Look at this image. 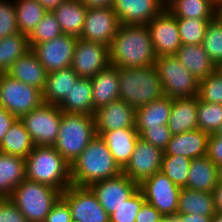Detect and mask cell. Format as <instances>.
<instances>
[{"label":"cell","instance_id":"obj_1","mask_svg":"<svg viewBox=\"0 0 222 222\" xmlns=\"http://www.w3.org/2000/svg\"><path fill=\"white\" fill-rule=\"evenodd\" d=\"M156 54L147 25L121 24L109 46V63L118 68L154 65Z\"/></svg>","mask_w":222,"mask_h":222},{"label":"cell","instance_id":"obj_2","mask_svg":"<svg viewBox=\"0 0 222 222\" xmlns=\"http://www.w3.org/2000/svg\"><path fill=\"white\" fill-rule=\"evenodd\" d=\"M122 169L115 162L101 136L96 135L71 164V184L90 187L93 183L117 177Z\"/></svg>","mask_w":222,"mask_h":222},{"label":"cell","instance_id":"obj_3","mask_svg":"<svg viewBox=\"0 0 222 222\" xmlns=\"http://www.w3.org/2000/svg\"><path fill=\"white\" fill-rule=\"evenodd\" d=\"M26 179L61 192L71 185V165L54 146H35L25 158Z\"/></svg>","mask_w":222,"mask_h":222},{"label":"cell","instance_id":"obj_4","mask_svg":"<svg viewBox=\"0 0 222 222\" xmlns=\"http://www.w3.org/2000/svg\"><path fill=\"white\" fill-rule=\"evenodd\" d=\"M119 69V100L135 109L164 95L155 65Z\"/></svg>","mask_w":222,"mask_h":222},{"label":"cell","instance_id":"obj_5","mask_svg":"<svg viewBox=\"0 0 222 222\" xmlns=\"http://www.w3.org/2000/svg\"><path fill=\"white\" fill-rule=\"evenodd\" d=\"M95 136L94 115L63 112L54 148L71 165Z\"/></svg>","mask_w":222,"mask_h":222},{"label":"cell","instance_id":"obj_6","mask_svg":"<svg viewBox=\"0 0 222 222\" xmlns=\"http://www.w3.org/2000/svg\"><path fill=\"white\" fill-rule=\"evenodd\" d=\"M62 192L47 184L24 179L9 199L28 222H45L46 216L61 197Z\"/></svg>","mask_w":222,"mask_h":222},{"label":"cell","instance_id":"obj_7","mask_svg":"<svg viewBox=\"0 0 222 222\" xmlns=\"http://www.w3.org/2000/svg\"><path fill=\"white\" fill-rule=\"evenodd\" d=\"M164 95L171 99L198 97L199 80L175 57L159 56L154 63Z\"/></svg>","mask_w":222,"mask_h":222},{"label":"cell","instance_id":"obj_8","mask_svg":"<svg viewBox=\"0 0 222 222\" xmlns=\"http://www.w3.org/2000/svg\"><path fill=\"white\" fill-rule=\"evenodd\" d=\"M63 111L58 105L42 103L20 117L35 146H54Z\"/></svg>","mask_w":222,"mask_h":222},{"label":"cell","instance_id":"obj_9","mask_svg":"<svg viewBox=\"0 0 222 222\" xmlns=\"http://www.w3.org/2000/svg\"><path fill=\"white\" fill-rule=\"evenodd\" d=\"M43 103L42 91L0 73V107L20 118Z\"/></svg>","mask_w":222,"mask_h":222},{"label":"cell","instance_id":"obj_10","mask_svg":"<svg viewBox=\"0 0 222 222\" xmlns=\"http://www.w3.org/2000/svg\"><path fill=\"white\" fill-rule=\"evenodd\" d=\"M139 189L146 202L151 204L164 217L173 218L177 214L181 188L161 171L145 179L139 185Z\"/></svg>","mask_w":222,"mask_h":222},{"label":"cell","instance_id":"obj_11","mask_svg":"<svg viewBox=\"0 0 222 222\" xmlns=\"http://www.w3.org/2000/svg\"><path fill=\"white\" fill-rule=\"evenodd\" d=\"M61 197L70 207L73 222H110L109 214L90 187L71 184Z\"/></svg>","mask_w":222,"mask_h":222},{"label":"cell","instance_id":"obj_12","mask_svg":"<svg viewBox=\"0 0 222 222\" xmlns=\"http://www.w3.org/2000/svg\"><path fill=\"white\" fill-rule=\"evenodd\" d=\"M163 154L162 149L139 137L122 173L140 185L145 179L160 171Z\"/></svg>","mask_w":222,"mask_h":222},{"label":"cell","instance_id":"obj_13","mask_svg":"<svg viewBox=\"0 0 222 222\" xmlns=\"http://www.w3.org/2000/svg\"><path fill=\"white\" fill-rule=\"evenodd\" d=\"M77 40L76 36L63 34L55 39L36 44L31 50L50 73L71 67Z\"/></svg>","mask_w":222,"mask_h":222},{"label":"cell","instance_id":"obj_14","mask_svg":"<svg viewBox=\"0 0 222 222\" xmlns=\"http://www.w3.org/2000/svg\"><path fill=\"white\" fill-rule=\"evenodd\" d=\"M121 23L113 7L88 8L80 39L110 46Z\"/></svg>","mask_w":222,"mask_h":222},{"label":"cell","instance_id":"obj_15","mask_svg":"<svg viewBox=\"0 0 222 222\" xmlns=\"http://www.w3.org/2000/svg\"><path fill=\"white\" fill-rule=\"evenodd\" d=\"M156 57L174 55L182 42L177 18L166 8L147 24Z\"/></svg>","mask_w":222,"mask_h":222},{"label":"cell","instance_id":"obj_16","mask_svg":"<svg viewBox=\"0 0 222 222\" xmlns=\"http://www.w3.org/2000/svg\"><path fill=\"white\" fill-rule=\"evenodd\" d=\"M109 64L108 46L78 38L71 68L79 77L92 78Z\"/></svg>","mask_w":222,"mask_h":222},{"label":"cell","instance_id":"obj_17","mask_svg":"<svg viewBox=\"0 0 222 222\" xmlns=\"http://www.w3.org/2000/svg\"><path fill=\"white\" fill-rule=\"evenodd\" d=\"M90 188L96 194L100 205L110 215L139 189V185L121 173L117 177L93 183Z\"/></svg>","mask_w":222,"mask_h":222},{"label":"cell","instance_id":"obj_18","mask_svg":"<svg viewBox=\"0 0 222 222\" xmlns=\"http://www.w3.org/2000/svg\"><path fill=\"white\" fill-rule=\"evenodd\" d=\"M136 109L122 100H116L95 110L96 135L123 128H135Z\"/></svg>","mask_w":222,"mask_h":222},{"label":"cell","instance_id":"obj_19","mask_svg":"<svg viewBox=\"0 0 222 222\" xmlns=\"http://www.w3.org/2000/svg\"><path fill=\"white\" fill-rule=\"evenodd\" d=\"M165 4L166 0H114L112 7L121 24L147 25Z\"/></svg>","mask_w":222,"mask_h":222},{"label":"cell","instance_id":"obj_20","mask_svg":"<svg viewBox=\"0 0 222 222\" xmlns=\"http://www.w3.org/2000/svg\"><path fill=\"white\" fill-rule=\"evenodd\" d=\"M208 138L209 135L198 128L172 135L163 155L184 156L191 160L203 157L207 153Z\"/></svg>","mask_w":222,"mask_h":222},{"label":"cell","instance_id":"obj_21","mask_svg":"<svg viewBox=\"0 0 222 222\" xmlns=\"http://www.w3.org/2000/svg\"><path fill=\"white\" fill-rule=\"evenodd\" d=\"M6 73L17 81L34 86L41 91L45 88L48 75L31 49L17 59Z\"/></svg>","mask_w":222,"mask_h":222},{"label":"cell","instance_id":"obj_22","mask_svg":"<svg viewBox=\"0 0 222 222\" xmlns=\"http://www.w3.org/2000/svg\"><path fill=\"white\" fill-rule=\"evenodd\" d=\"M93 90L94 110L119 99V69L109 64L96 76L90 78Z\"/></svg>","mask_w":222,"mask_h":222},{"label":"cell","instance_id":"obj_23","mask_svg":"<svg viewBox=\"0 0 222 222\" xmlns=\"http://www.w3.org/2000/svg\"><path fill=\"white\" fill-rule=\"evenodd\" d=\"M101 138L109 148L115 162L123 169L129 162L135 144L140 137L136 128H123L103 132Z\"/></svg>","mask_w":222,"mask_h":222},{"label":"cell","instance_id":"obj_24","mask_svg":"<svg viewBox=\"0 0 222 222\" xmlns=\"http://www.w3.org/2000/svg\"><path fill=\"white\" fill-rule=\"evenodd\" d=\"M198 97L175 98L168 122L172 135L184 133L198 128Z\"/></svg>","mask_w":222,"mask_h":222},{"label":"cell","instance_id":"obj_25","mask_svg":"<svg viewBox=\"0 0 222 222\" xmlns=\"http://www.w3.org/2000/svg\"><path fill=\"white\" fill-rule=\"evenodd\" d=\"M218 184V166L206 155L191 160L184 188L196 191L211 192Z\"/></svg>","mask_w":222,"mask_h":222},{"label":"cell","instance_id":"obj_26","mask_svg":"<svg viewBox=\"0 0 222 222\" xmlns=\"http://www.w3.org/2000/svg\"><path fill=\"white\" fill-rule=\"evenodd\" d=\"M79 76L70 67L48 73L45 88L42 91L43 103L60 105L69 95Z\"/></svg>","mask_w":222,"mask_h":222},{"label":"cell","instance_id":"obj_27","mask_svg":"<svg viewBox=\"0 0 222 222\" xmlns=\"http://www.w3.org/2000/svg\"><path fill=\"white\" fill-rule=\"evenodd\" d=\"M173 99L163 95L159 99L136 109V129H151L168 125Z\"/></svg>","mask_w":222,"mask_h":222},{"label":"cell","instance_id":"obj_28","mask_svg":"<svg viewBox=\"0 0 222 222\" xmlns=\"http://www.w3.org/2000/svg\"><path fill=\"white\" fill-rule=\"evenodd\" d=\"M24 179L25 158L0 152V198H9Z\"/></svg>","mask_w":222,"mask_h":222},{"label":"cell","instance_id":"obj_29","mask_svg":"<svg viewBox=\"0 0 222 222\" xmlns=\"http://www.w3.org/2000/svg\"><path fill=\"white\" fill-rule=\"evenodd\" d=\"M174 55L198 80L206 78L217 69L201 44L181 45Z\"/></svg>","mask_w":222,"mask_h":222},{"label":"cell","instance_id":"obj_30","mask_svg":"<svg viewBox=\"0 0 222 222\" xmlns=\"http://www.w3.org/2000/svg\"><path fill=\"white\" fill-rule=\"evenodd\" d=\"M92 94L90 78L79 77L59 108L66 113L94 115Z\"/></svg>","mask_w":222,"mask_h":222},{"label":"cell","instance_id":"obj_31","mask_svg":"<svg viewBox=\"0 0 222 222\" xmlns=\"http://www.w3.org/2000/svg\"><path fill=\"white\" fill-rule=\"evenodd\" d=\"M87 9L80 0H68L52 12L63 34L79 38L83 31Z\"/></svg>","mask_w":222,"mask_h":222},{"label":"cell","instance_id":"obj_32","mask_svg":"<svg viewBox=\"0 0 222 222\" xmlns=\"http://www.w3.org/2000/svg\"><path fill=\"white\" fill-rule=\"evenodd\" d=\"M165 8L176 18L214 19L216 0H166Z\"/></svg>","mask_w":222,"mask_h":222},{"label":"cell","instance_id":"obj_33","mask_svg":"<svg viewBox=\"0 0 222 222\" xmlns=\"http://www.w3.org/2000/svg\"><path fill=\"white\" fill-rule=\"evenodd\" d=\"M215 213L216 209L211 192L181 188L177 214L214 216Z\"/></svg>","mask_w":222,"mask_h":222},{"label":"cell","instance_id":"obj_34","mask_svg":"<svg viewBox=\"0 0 222 222\" xmlns=\"http://www.w3.org/2000/svg\"><path fill=\"white\" fill-rule=\"evenodd\" d=\"M35 147L23 122L17 118L0 142V152L26 158Z\"/></svg>","mask_w":222,"mask_h":222},{"label":"cell","instance_id":"obj_35","mask_svg":"<svg viewBox=\"0 0 222 222\" xmlns=\"http://www.w3.org/2000/svg\"><path fill=\"white\" fill-rule=\"evenodd\" d=\"M30 50L28 35L17 33L0 39V73H6L11 65Z\"/></svg>","mask_w":222,"mask_h":222},{"label":"cell","instance_id":"obj_36","mask_svg":"<svg viewBox=\"0 0 222 222\" xmlns=\"http://www.w3.org/2000/svg\"><path fill=\"white\" fill-rule=\"evenodd\" d=\"M19 33L29 35L47 10L36 0H14Z\"/></svg>","mask_w":222,"mask_h":222},{"label":"cell","instance_id":"obj_37","mask_svg":"<svg viewBox=\"0 0 222 222\" xmlns=\"http://www.w3.org/2000/svg\"><path fill=\"white\" fill-rule=\"evenodd\" d=\"M201 46L214 65L220 68L222 66V19L220 17L216 16L209 21Z\"/></svg>","mask_w":222,"mask_h":222},{"label":"cell","instance_id":"obj_38","mask_svg":"<svg viewBox=\"0 0 222 222\" xmlns=\"http://www.w3.org/2000/svg\"><path fill=\"white\" fill-rule=\"evenodd\" d=\"M191 159L178 155H163L160 171L164 173L175 185L184 188Z\"/></svg>","mask_w":222,"mask_h":222},{"label":"cell","instance_id":"obj_39","mask_svg":"<svg viewBox=\"0 0 222 222\" xmlns=\"http://www.w3.org/2000/svg\"><path fill=\"white\" fill-rule=\"evenodd\" d=\"M212 19L177 18L182 45L201 44L209 21Z\"/></svg>","mask_w":222,"mask_h":222},{"label":"cell","instance_id":"obj_40","mask_svg":"<svg viewBox=\"0 0 222 222\" xmlns=\"http://www.w3.org/2000/svg\"><path fill=\"white\" fill-rule=\"evenodd\" d=\"M61 35L63 33L55 15L52 11H47L37 26L28 35L29 47L31 49L36 44L55 39Z\"/></svg>","mask_w":222,"mask_h":222},{"label":"cell","instance_id":"obj_41","mask_svg":"<svg viewBox=\"0 0 222 222\" xmlns=\"http://www.w3.org/2000/svg\"><path fill=\"white\" fill-rule=\"evenodd\" d=\"M198 129L208 135L214 134L222 124V105L201 101L197 106Z\"/></svg>","mask_w":222,"mask_h":222},{"label":"cell","instance_id":"obj_42","mask_svg":"<svg viewBox=\"0 0 222 222\" xmlns=\"http://www.w3.org/2000/svg\"><path fill=\"white\" fill-rule=\"evenodd\" d=\"M198 98L207 103L222 105V71L220 68L199 80Z\"/></svg>","mask_w":222,"mask_h":222},{"label":"cell","instance_id":"obj_43","mask_svg":"<svg viewBox=\"0 0 222 222\" xmlns=\"http://www.w3.org/2000/svg\"><path fill=\"white\" fill-rule=\"evenodd\" d=\"M146 202L143 193L138 189L124 204L109 215L110 222H135L138 212Z\"/></svg>","mask_w":222,"mask_h":222},{"label":"cell","instance_id":"obj_44","mask_svg":"<svg viewBox=\"0 0 222 222\" xmlns=\"http://www.w3.org/2000/svg\"><path fill=\"white\" fill-rule=\"evenodd\" d=\"M19 33L14 0H0V39Z\"/></svg>","mask_w":222,"mask_h":222},{"label":"cell","instance_id":"obj_45","mask_svg":"<svg viewBox=\"0 0 222 222\" xmlns=\"http://www.w3.org/2000/svg\"><path fill=\"white\" fill-rule=\"evenodd\" d=\"M136 130L140 138L162 149L163 151L166 148L172 136L168 128V125H161L160 127H155L151 129H136Z\"/></svg>","mask_w":222,"mask_h":222},{"label":"cell","instance_id":"obj_46","mask_svg":"<svg viewBox=\"0 0 222 222\" xmlns=\"http://www.w3.org/2000/svg\"><path fill=\"white\" fill-rule=\"evenodd\" d=\"M0 222H28L9 198H0Z\"/></svg>","mask_w":222,"mask_h":222},{"label":"cell","instance_id":"obj_47","mask_svg":"<svg viewBox=\"0 0 222 222\" xmlns=\"http://www.w3.org/2000/svg\"><path fill=\"white\" fill-rule=\"evenodd\" d=\"M45 222H73L70 207L62 197L54 204Z\"/></svg>","mask_w":222,"mask_h":222},{"label":"cell","instance_id":"obj_48","mask_svg":"<svg viewBox=\"0 0 222 222\" xmlns=\"http://www.w3.org/2000/svg\"><path fill=\"white\" fill-rule=\"evenodd\" d=\"M206 156L216 165H222V138L215 134L209 135Z\"/></svg>","mask_w":222,"mask_h":222},{"label":"cell","instance_id":"obj_49","mask_svg":"<svg viewBox=\"0 0 222 222\" xmlns=\"http://www.w3.org/2000/svg\"><path fill=\"white\" fill-rule=\"evenodd\" d=\"M163 217L151 204L145 202L138 212L135 222H159Z\"/></svg>","mask_w":222,"mask_h":222},{"label":"cell","instance_id":"obj_50","mask_svg":"<svg viewBox=\"0 0 222 222\" xmlns=\"http://www.w3.org/2000/svg\"><path fill=\"white\" fill-rule=\"evenodd\" d=\"M16 119L15 115L0 107V142Z\"/></svg>","mask_w":222,"mask_h":222},{"label":"cell","instance_id":"obj_51","mask_svg":"<svg viewBox=\"0 0 222 222\" xmlns=\"http://www.w3.org/2000/svg\"><path fill=\"white\" fill-rule=\"evenodd\" d=\"M213 216L195 214H176L173 218L177 222H211Z\"/></svg>","mask_w":222,"mask_h":222},{"label":"cell","instance_id":"obj_52","mask_svg":"<svg viewBox=\"0 0 222 222\" xmlns=\"http://www.w3.org/2000/svg\"><path fill=\"white\" fill-rule=\"evenodd\" d=\"M87 8L112 7L114 0H80Z\"/></svg>","mask_w":222,"mask_h":222},{"label":"cell","instance_id":"obj_53","mask_svg":"<svg viewBox=\"0 0 222 222\" xmlns=\"http://www.w3.org/2000/svg\"><path fill=\"white\" fill-rule=\"evenodd\" d=\"M212 194L216 212L222 213V184L218 183Z\"/></svg>","mask_w":222,"mask_h":222},{"label":"cell","instance_id":"obj_54","mask_svg":"<svg viewBox=\"0 0 222 222\" xmlns=\"http://www.w3.org/2000/svg\"><path fill=\"white\" fill-rule=\"evenodd\" d=\"M40 5H42L47 11H53L58 8L62 3L68 0H36Z\"/></svg>","mask_w":222,"mask_h":222},{"label":"cell","instance_id":"obj_55","mask_svg":"<svg viewBox=\"0 0 222 222\" xmlns=\"http://www.w3.org/2000/svg\"><path fill=\"white\" fill-rule=\"evenodd\" d=\"M217 16L222 19V0H217Z\"/></svg>","mask_w":222,"mask_h":222},{"label":"cell","instance_id":"obj_56","mask_svg":"<svg viewBox=\"0 0 222 222\" xmlns=\"http://www.w3.org/2000/svg\"><path fill=\"white\" fill-rule=\"evenodd\" d=\"M211 222H222V213L216 212L215 215L212 217Z\"/></svg>","mask_w":222,"mask_h":222},{"label":"cell","instance_id":"obj_57","mask_svg":"<svg viewBox=\"0 0 222 222\" xmlns=\"http://www.w3.org/2000/svg\"><path fill=\"white\" fill-rule=\"evenodd\" d=\"M218 183L222 184V165L218 167Z\"/></svg>","mask_w":222,"mask_h":222},{"label":"cell","instance_id":"obj_58","mask_svg":"<svg viewBox=\"0 0 222 222\" xmlns=\"http://www.w3.org/2000/svg\"><path fill=\"white\" fill-rule=\"evenodd\" d=\"M159 222H177V221L172 217H163Z\"/></svg>","mask_w":222,"mask_h":222},{"label":"cell","instance_id":"obj_59","mask_svg":"<svg viewBox=\"0 0 222 222\" xmlns=\"http://www.w3.org/2000/svg\"><path fill=\"white\" fill-rule=\"evenodd\" d=\"M217 137L222 138V124L218 128V130L214 133Z\"/></svg>","mask_w":222,"mask_h":222}]
</instances>
